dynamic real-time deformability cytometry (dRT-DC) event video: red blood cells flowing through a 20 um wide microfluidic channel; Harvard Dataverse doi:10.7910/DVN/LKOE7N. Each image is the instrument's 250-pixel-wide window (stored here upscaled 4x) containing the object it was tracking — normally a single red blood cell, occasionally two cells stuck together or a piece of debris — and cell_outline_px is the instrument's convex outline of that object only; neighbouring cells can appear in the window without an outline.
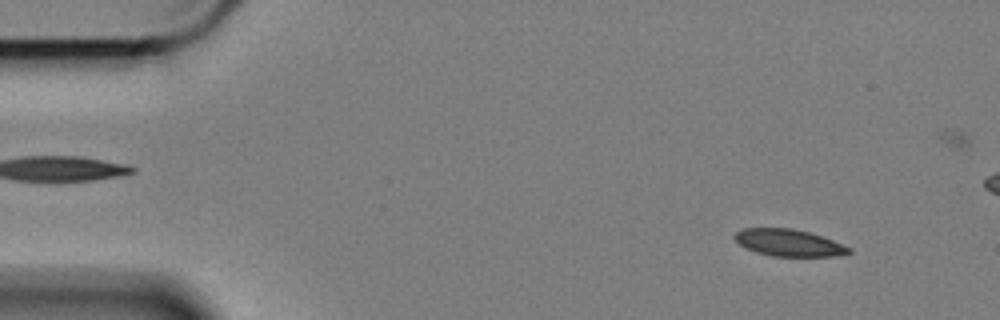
{"species": "Egyptian fruit bat (a non-hibernating species)", "species_latin": "Rousettus aegyptiacus", "temperature_condition": "cold", "stored_images_in_passage": 59, "camera_frame_rate_fps": 3000, "um_per_image_px": 0.085, "animal": {"sex": "female"}, "frame": {"image": 1, "passage_image": 5, "time_ms": 1.333, "image_size_px": [1000, 320], "cell_outline_px": [[852, 252], [836, 256], [772, 256], [756, 252], [744, 248], [732, 236], [736, 232], [744, 228], [792, 228], [808, 232], [832, 240], [852, 248]], "centroid_in_image_um": [67.02, 20.64], "position_along_channel_um": 18.0, "area_um2": 17.86}}
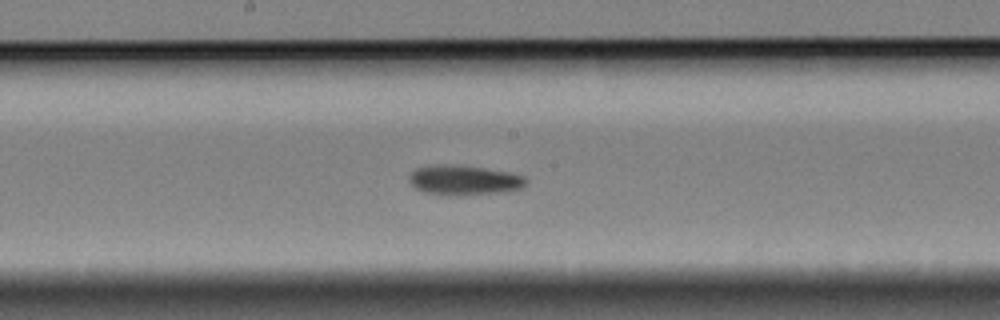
{"frame": {"image": 2, "passage_image": 30, "time_ms": 9.667, "image_size_px": [1000, 320], "cell_outline_px": [[528, 184], [524, 188], [504, 192], [456, 196], [448, 196], [424, 192], [416, 188], [408, 180], [408, 176], [416, 168], [432, 164], [448, 164], [484, 168], [512, 172], [524, 176], [528, 180]], "centroid_in_image_um": [39.48, 15.32], "position_along_channel_um": 208.7, "area_um2": 20.81}}
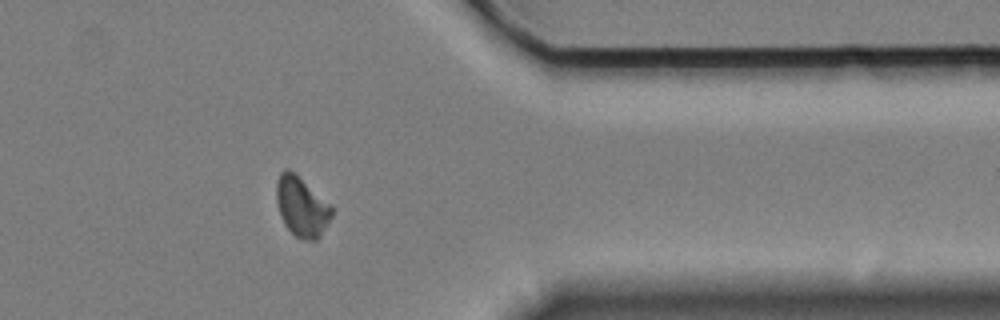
{"frame": {"image": 3, "passage_image": 47, "time_ms": 15.333, "image_size_px": [1000, 320], "cell_outline_px": [[332, 216], [320, 236], [316, 240], [304, 240], [296, 236], [284, 224], [280, 216], [276, 200], [276, 180], [280, 172], [284, 168], [288, 168], [332, 204]], "centroid_in_image_um": [25.63, 17.55], "position_along_channel_um": 385.8, "area_um2": 19.36}, "authors_computed_cell_mechanics": {"area_um2": 19.363, "velocity_mm_per_s": 3.37, "shape_relaxation_time_tau1_ms": 4.7932, "shape_relaxation_time_tau2_ms": 4.842, "deformation_change_tau1": 0.1119, "deformation_change_tau2": 0.0922}}